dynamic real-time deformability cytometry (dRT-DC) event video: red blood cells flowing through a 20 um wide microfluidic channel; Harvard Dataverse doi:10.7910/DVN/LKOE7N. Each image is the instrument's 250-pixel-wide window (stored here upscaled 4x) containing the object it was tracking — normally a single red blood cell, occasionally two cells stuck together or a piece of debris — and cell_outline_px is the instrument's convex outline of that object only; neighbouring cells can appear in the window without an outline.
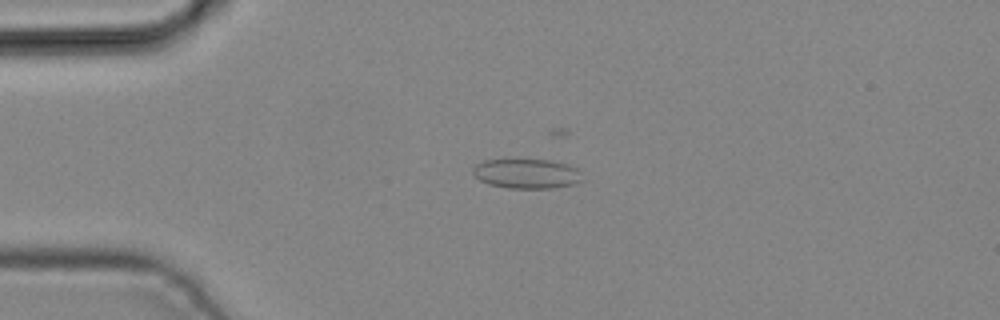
{"species": "common noctule bat (a hibernating species)", "species_latin": "Nyctalus noctula", "temperature_condition": "cold", "stored_images_in_passage": 3, "camera_frame_rate_fps": 3000, "um_per_image_px": 0.085, "animal": {"sex": "male", "body_mass_g": 19.2, "forearm_length_mm": 51.8}, "frame": {"image": 1, "passage_image": 3, "time_ms": 0.667, "image_size_px": [1000, 320], "cell_outline_px": [[584, 180], [572, 184], [552, 188], [508, 188], [488, 184], [480, 180], [472, 172], [472, 168], [476, 164], [484, 160], [508, 156], [548, 160], [568, 164], [576, 168], [580, 172]], "centroid_in_image_um": [44.71, 14.7], "position_along_channel_um": 40.3, "area_um2": 19.77}}